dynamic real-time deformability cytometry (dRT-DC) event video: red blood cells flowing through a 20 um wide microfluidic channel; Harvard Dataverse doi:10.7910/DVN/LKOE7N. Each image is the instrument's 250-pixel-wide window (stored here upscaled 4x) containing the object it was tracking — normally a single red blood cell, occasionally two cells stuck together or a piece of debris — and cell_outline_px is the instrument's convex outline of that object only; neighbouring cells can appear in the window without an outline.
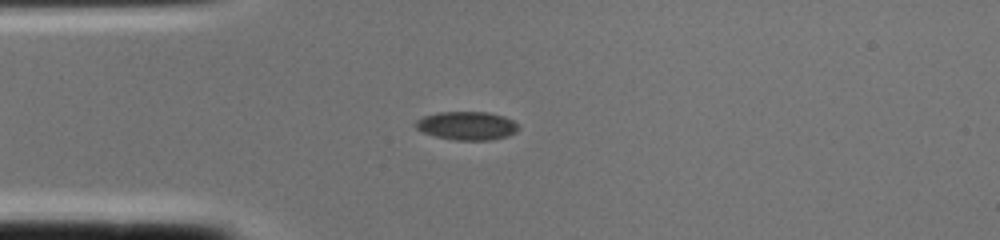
{"species": "common noctule bat (a hibernating species)", "species_latin": "Nyctalus noctula", "temperature_condition": "cold", "stored_images_in_passage": 1, "camera_frame_rate_fps": 3000, "um_per_image_px": 0.085, "animal": {"sex": "female", "body_mass_g": 22.0, "forearm_length_mm": 56.7}, "frame": {"image": 1, "passage_image": 1, "time_ms": 0.0, "image_size_px": [1000, 240], "cell_outline_px": [[520, 128], [516, 132], [508, 136], [492, 140], [456, 140], [436, 136], [424, 132], [416, 128], [416, 120], [424, 116], [440, 112], [488, 112], [504, 116], [512, 120]], "centroid_in_image_um": [39.72, 10.69], "position_along_channel_um": 45.3, "area_um2": 16.94}}